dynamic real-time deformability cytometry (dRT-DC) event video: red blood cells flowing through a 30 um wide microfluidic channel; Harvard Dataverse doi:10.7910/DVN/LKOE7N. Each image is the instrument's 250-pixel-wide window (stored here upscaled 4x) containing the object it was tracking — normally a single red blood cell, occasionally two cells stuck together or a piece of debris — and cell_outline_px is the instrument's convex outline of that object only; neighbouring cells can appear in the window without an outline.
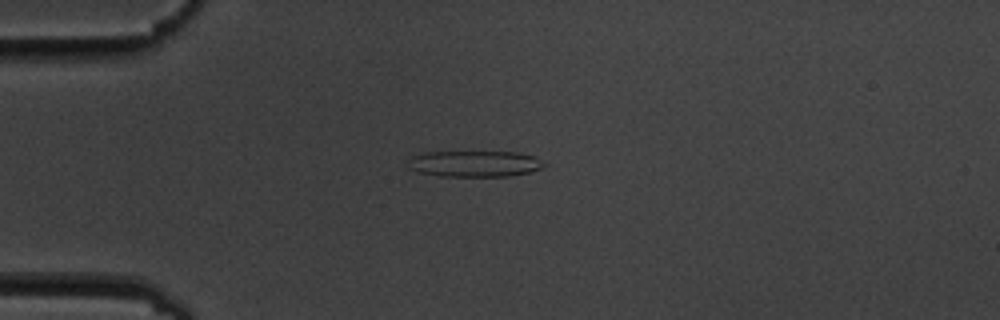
{"species": "common noctule bat (a hibernating species)", "species_latin": "Nyctalus noctula", "temperature_condition": "cold", "stored_images_in_passage": 6, "camera_frame_rate_fps": 3000, "um_per_image_px": 0.085, "animal": {"sex": "male", "body_mass_g": 19.5, "forearm_length_mm": 54.6}, "frame": {"image": 1, "passage_image": 5, "time_ms": 4.667, "image_size_px": [1000, 320], "cell_outline_px": [[548, 164], [540, 168], [528, 172], [508, 176], [440, 176], [416, 172], [408, 168], [408, 160], [412, 156], [424, 152], [516, 152], [536, 156]], "centroid_in_image_um": [40.32, 13.91], "position_along_channel_um": 44.7, "area_um2": 20.87}}